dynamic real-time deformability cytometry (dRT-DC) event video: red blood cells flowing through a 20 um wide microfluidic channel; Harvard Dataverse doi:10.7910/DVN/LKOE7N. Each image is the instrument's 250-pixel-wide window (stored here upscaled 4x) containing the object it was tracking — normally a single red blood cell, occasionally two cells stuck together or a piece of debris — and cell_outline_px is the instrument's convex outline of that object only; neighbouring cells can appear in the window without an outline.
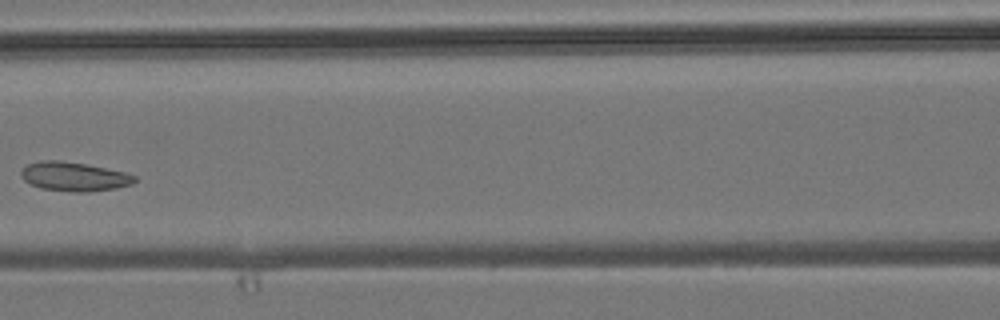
{"species": "common noctule bat (a hibernating species)", "species_latin": "Nyctalus noctula", "temperature_condition": "room temperature", "stored_images_in_passage": 7, "camera_frame_rate_fps": 3000, "um_per_image_px": 0.085, "animal": {"sex": "male", "body_mass_g": 19.2, "forearm_length_mm": 51.8}, "frame": {"image": 1, "passage_image": 6, "time_ms": 6.0, "image_size_px": [1000, 320], "cell_outline_px": [[136, 180], [132, 184], [116, 188], [88, 192], [72, 192], [40, 188], [24, 180], [20, 176], [20, 172], [28, 164], [40, 160], [60, 160], [84, 164], [124, 172], [136, 176]], "centroid_in_image_um": [6.28, 15.01], "position_along_channel_um": 160.3, "area_um2": 19.13}}
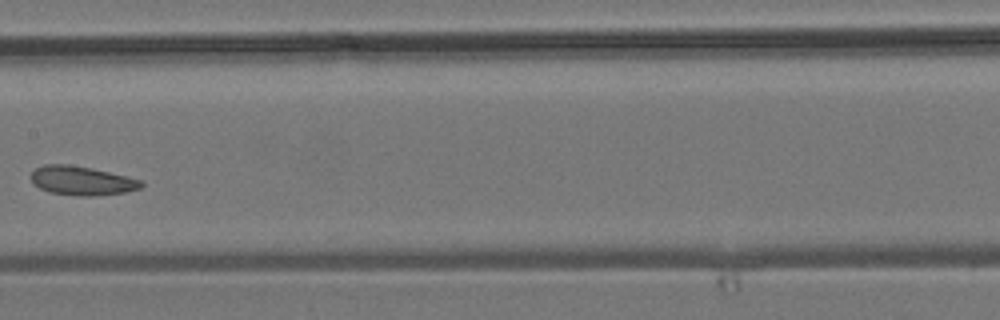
{"frame": {"image": 2, "passage_image": 7, "time_ms": 7.0, "image_size_px": [1000, 320], "cell_outline_px": [[144, 184], [140, 188], [124, 192], [96, 196], [76, 196], [48, 192], [40, 188], [32, 180], [32, 172], [36, 168], [44, 164], [68, 164], [92, 168], [128, 176], [144, 180]], "centroid_in_image_um": [6.99, 15.36], "position_along_channel_um": 200.4, "area_um2": 18.73}}